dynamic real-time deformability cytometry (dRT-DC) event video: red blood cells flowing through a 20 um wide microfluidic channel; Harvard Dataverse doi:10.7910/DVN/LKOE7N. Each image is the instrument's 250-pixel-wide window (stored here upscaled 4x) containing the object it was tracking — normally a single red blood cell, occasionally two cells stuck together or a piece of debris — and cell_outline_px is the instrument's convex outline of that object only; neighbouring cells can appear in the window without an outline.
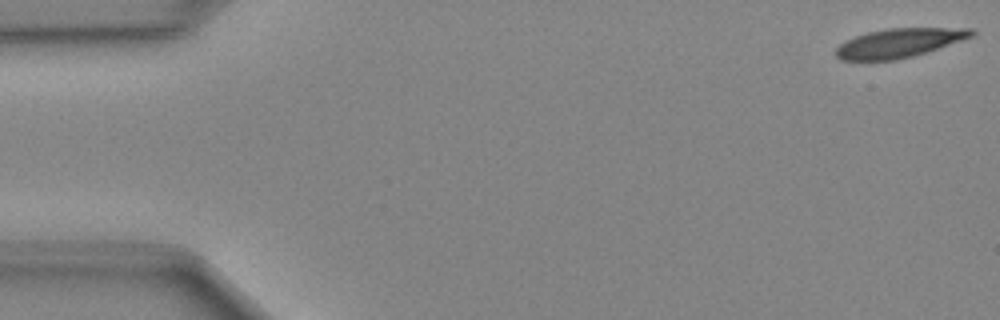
{"species": "Egyptian fruit bat (a non-hibernating species)", "species_latin": "Rousettus aegyptiacus", "temperature_condition": "cold", "stored_images_in_passage": 49, "camera_frame_rate_fps": 3000, "um_per_image_px": 0.085, "animal": {"sex": "female"}, "frame": {"image": 1, "passage_image": 1, "time_ms": 0.0, "image_size_px": [1000, 320], "cell_outline_px": [[976, 32], [972, 36], [912, 56], [896, 60], [840, 60], [836, 56], [836, 48], [840, 44], [856, 36], [868, 32], [888, 28], [972, 28]], "centroid_in_image_um": [76.39, 3.65], "position_along_channel_um": 8.6, "area_um2": 22.48}}
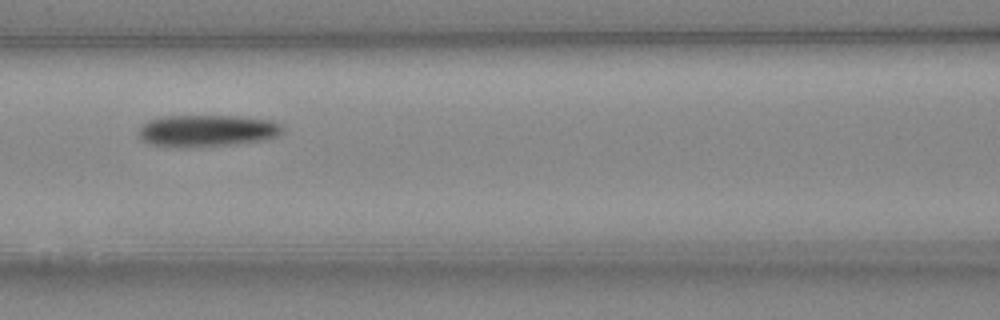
{"frame": {"image": 2, "passage_image": 21, "time_ms": 6.667, "image_size_px": [1000, 320], "cell_outline_px": [[284, 132], [280, 136], [268, 140], [232, 144], [184, 148], [148, 144], [140, 140], [140, 124], [148, 120], [164, 116], [236, 116], [272, 120], [280, 124], [284, 128]], "centroid_in_image_um": [17.62, 11.12], "position_along_channel_um": 149.0, "area_um2": 27.17}}
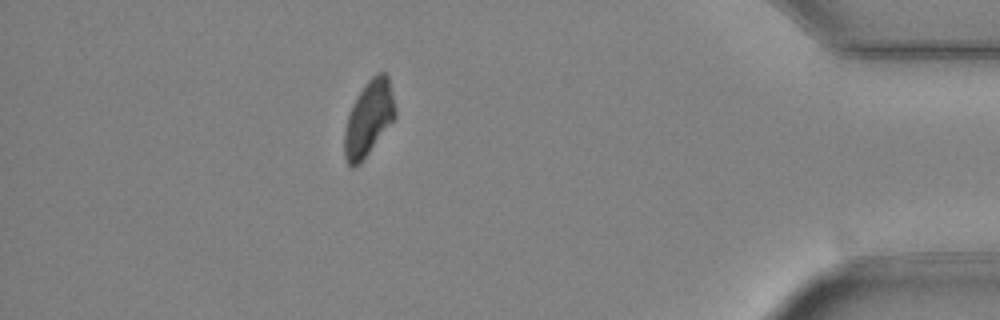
{"frame": {"image": 3, "passage_image": 43, "time_ms": 14.0, "image_size_px": [1000, 320], "cell_outline_px": [[396, 116], [360, 164], [352, 168], [348, 164], [344, 156], [344, 128], [352, 104], [356, 96], [364, 84], [372, 76], [380, 72], [384, 72], [388, 76], [396, 108]], "centroid_in_image_um": [31.32, 10.05], "position_along_channel_um": 403.9, "area_um2": 22.2}}